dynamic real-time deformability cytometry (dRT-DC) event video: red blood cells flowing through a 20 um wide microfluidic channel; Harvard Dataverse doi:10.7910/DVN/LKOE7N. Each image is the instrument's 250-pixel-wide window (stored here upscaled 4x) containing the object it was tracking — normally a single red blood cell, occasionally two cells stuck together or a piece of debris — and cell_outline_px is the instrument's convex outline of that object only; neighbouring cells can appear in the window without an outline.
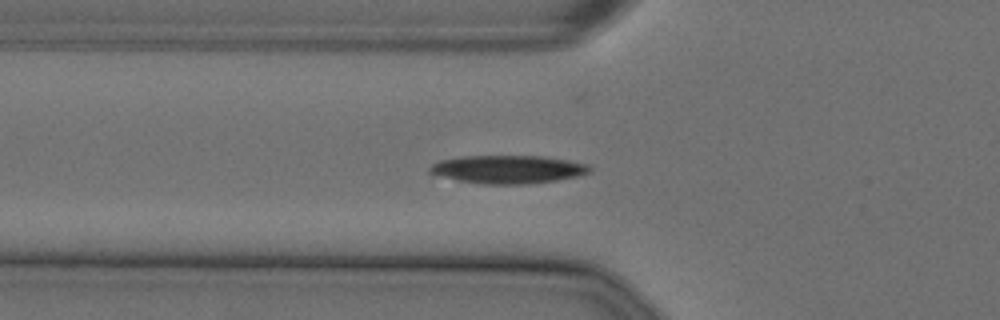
{"species": "Egyptian fruit bat (a non-hibernating species)", "species_latin": "Rousettus aegyptiacus", "temperature_condition": "cold", "stored_images_in_passage": 6, "camera_frame_rate_fps": 3000, "um_per_image_px": 0.085, "animal": {"sex": "female"}, "frame": {"image": 1, "passage_image": 2, "time_ms": 0.333, "image_size_px": [1000, 320], "cell_outline_px": [[592, 168], [588, 172], [576, 176], [556, 180], [528, 184], [480, 184], [456, 180], [428, 172], [428, 168], [432, 164], [440, 160], [464, 156], [540, 156], [568, 160], [588, 164]], "centroid_in_image_um": [43.15, 14.39], "position_along_channel_um": 82.7, "area_um2": 26.13}}